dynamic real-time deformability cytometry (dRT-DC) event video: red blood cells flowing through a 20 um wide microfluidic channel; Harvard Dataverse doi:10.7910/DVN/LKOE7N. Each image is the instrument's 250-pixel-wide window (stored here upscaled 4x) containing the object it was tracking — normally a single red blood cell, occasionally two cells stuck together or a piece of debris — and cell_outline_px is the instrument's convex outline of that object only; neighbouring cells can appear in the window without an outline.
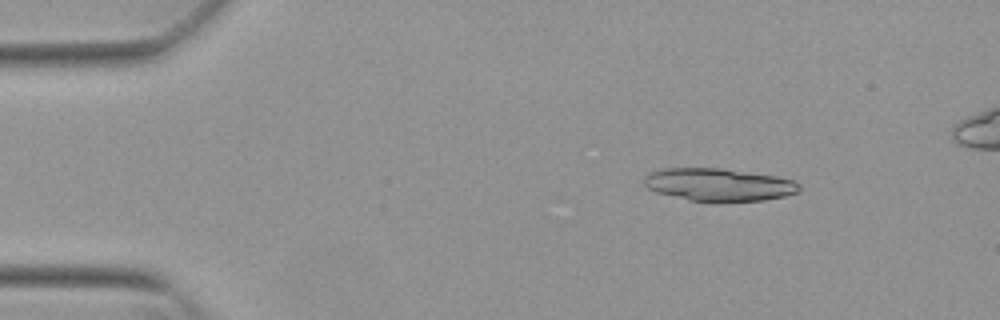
{"species": "Egyptian fruit bat (a non-hibernating species)", "species_latin": "Rousettus aegyptiacus", "temperature_condition": "warm", "stored_images_in_passage": 18, "camera_frame_rate_fps": 3000, "um_per_image_px": 0.085, "animal": {"sex": "female"}, "frame": {"image": 1, "passage_image": 6, "time_ms": 1.667, "image_size_px": [1000, 320], "cell_outline_px": [[800, 192], [784, 196], [764, 200], [720, 204], [716, 204], [688, 200], [656, 192], [648, 188], [644, 184], [644, 176], [648, 172], [660, 168], [720, 168], [776, 176], [792, 180], [800, 184]], "centroid_in_image_um": [61.08, 15.73], "position_along_channel_um": 23.9, "area_um2": 30.4}}